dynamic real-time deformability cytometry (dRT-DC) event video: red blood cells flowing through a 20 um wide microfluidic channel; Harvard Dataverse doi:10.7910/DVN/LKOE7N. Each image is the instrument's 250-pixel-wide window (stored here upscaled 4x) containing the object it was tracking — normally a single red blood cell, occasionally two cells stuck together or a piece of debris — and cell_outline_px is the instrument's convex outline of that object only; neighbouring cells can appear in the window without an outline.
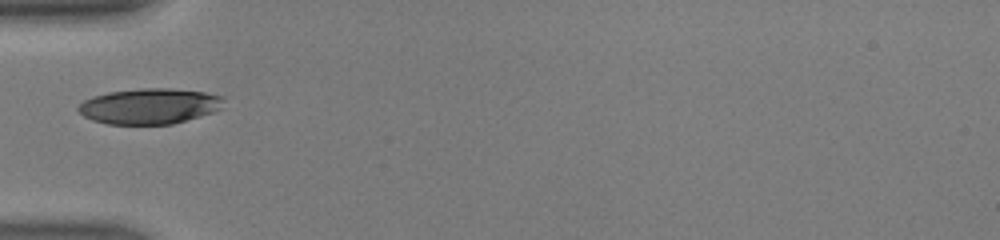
{"species": "human", "species_latin": "Homo sapiens", "temperature_condition": "warm", "stored_images_in_passage": 31, "camera_frame_rate_fps": 3000, "um_per_image_px": 0.085, "donor": {"sex": "male"}, "frame": {"image": 1, "passage_image": 1, "time_ms": 0.0, "image_size_px": [1000, 240], "cell_outline_px": [[224, 108], [200, 116], [172, 124], [108, 124], [92, 120], [84, 116], [76, 108], [84, 100], [92, 96], [108, 92], [140, 88], [168, 88], [204, 92], [224, 96]], "centroid_in_image_um": [12.72, 9.02], "position_along_channel_um": 72.3, "area_um2": 30.29}}
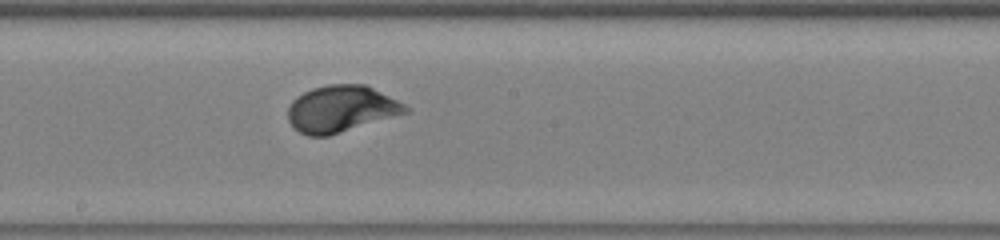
{"frame": {"image": 2, "passage_image": 11, "time_ms": 3.333, "image_size_px": [1000, 240], "cell_outline_px": [[412, 108], [408, 112], [328, 136], [308, 136], [300, 132], [288, 120], [288, 108], [292, 100], [296, 96], [312, 88], [328, 84], [364, 84]], "centroid_in_image_um": [28.97, 9.25], "position_along_channel_um": 219.2, "area_um2": 31.62}}
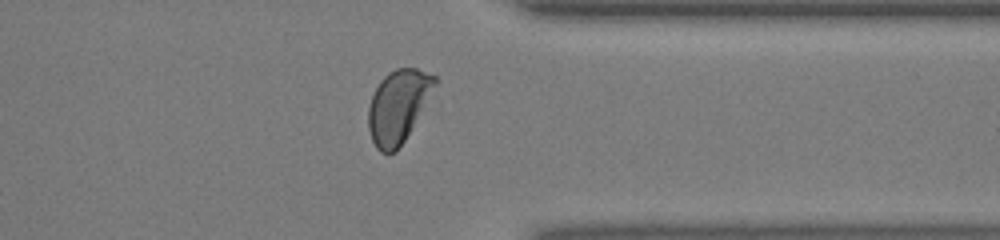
{"frame": {"image": 3, "passage_image": 22, "time_ms": 7.0, "image_size_px": [1000, 240], "cell_outline_px": [[440, 80], [404, 140], [396, 152], [388, 156], [380, 152], [376, 148], [372, 140], [368, 128], [368, 108], [372, 96], [380, 80], [388, 72], [396, 68], [416, 68], [436, 76]], "centroid_in_image_um": [33.84, 9.03], "position_along_channel_um": 377.6, "area_um2": 28.26}, "authors_computed_cell_mechanics": {"area_um2": 31.4432, "velocity_mm_per_s": 4.4012, "shape_relaxation_time_tau1_ms": 2.6097, "shape_relaxation_time_tau2_ms": null, "deformation_change_tau1": 0.1679, "deformation_change_tau2": null}}